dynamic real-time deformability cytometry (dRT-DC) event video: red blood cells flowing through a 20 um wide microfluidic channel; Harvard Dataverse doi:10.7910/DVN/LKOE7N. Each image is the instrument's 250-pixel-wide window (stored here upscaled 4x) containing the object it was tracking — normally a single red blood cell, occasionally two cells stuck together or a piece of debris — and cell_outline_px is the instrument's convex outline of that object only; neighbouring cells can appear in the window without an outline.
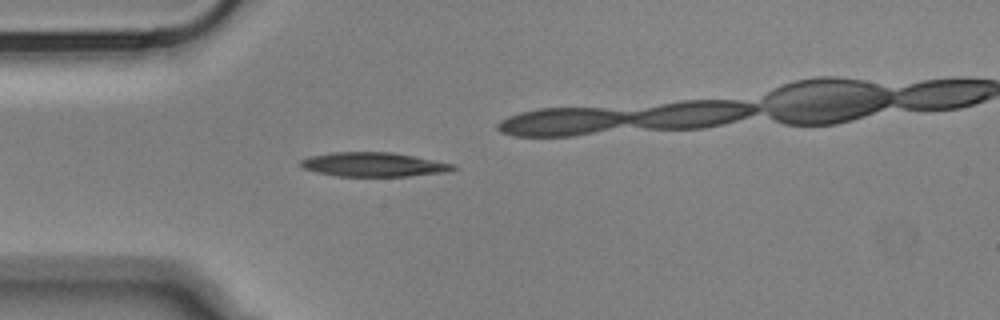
{"species": "Egyptian fruit bat (a non-hibernating species)", "species_latin": "Rousettus aegyptiacus", "temperature_condition": "cold", "stored_images_in_passage": 41, "camera_frame_rate_fps": 3000, "um_per_image_px": 0.085, "animal": {"sex": "male"}, "frame": {"image": 1, "passage_image": 7, "time_ms": 2.0, "image_size_px": [1000, 320], "cell_outline_px": [[456, 168], [448, 172], [408, 176], [336, 176], [316, 172], [304, 168], [296, 164], [300, 160], [308, 156], [332, 152], [392, 152], [456, 164]], "centroid_in_image_um": [31.72, 13.98], "position_along_channel_um": 53.3, "area_um2": 21.68}}
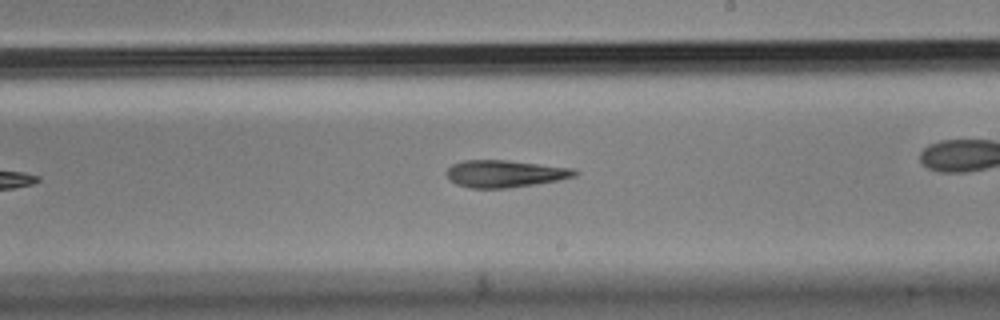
{"frame": {"image": 2, "passage_image": 24, "time_ms": 7.667, "image_size_px": [1000, 320], "cell_outline_px": [[580, 172], [576, 176], [560, 180], [508, 188], [472, 188], [456, 184], [448, 176], [448, 168], [452, 164], [464, 160], [508, 160], [572, 168]], "centroid_in_image_um": [42.96, 14.76], "position_along_channel_um": 246.0, "area_um2": 20.17}}